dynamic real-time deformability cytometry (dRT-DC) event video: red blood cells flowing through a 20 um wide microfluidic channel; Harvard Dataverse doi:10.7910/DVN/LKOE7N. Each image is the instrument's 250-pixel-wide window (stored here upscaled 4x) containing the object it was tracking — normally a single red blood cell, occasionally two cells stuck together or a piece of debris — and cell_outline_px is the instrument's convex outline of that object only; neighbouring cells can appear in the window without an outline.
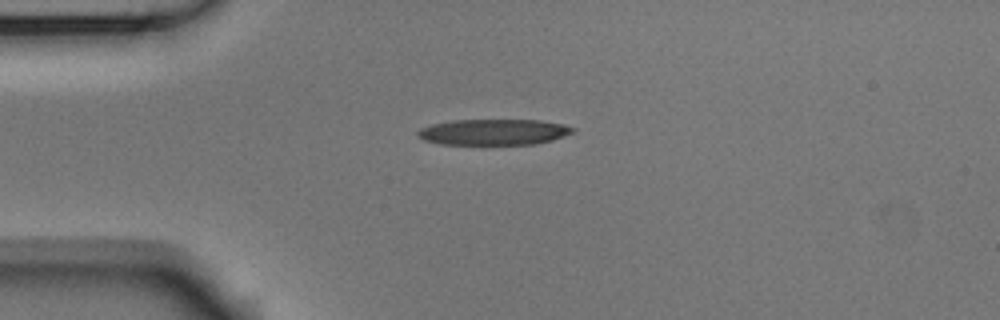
{"species": "Egyptian fruit bat (a non-hibernating species)", "species_latin": "Rousettus aegyptiacus", "temperature_condition": "room temperature", "stored_images_in_passage": 3, "camera_frame_rate_fps": 3000, "um_per_image_px": 0.085, "animal": {"sex": "male"}, "frame": {"image": 1, "passage_image": 1, "time_ms": 0.0, "image_size_px": [1000, 320], "cell_outline_px": [[576, 132], [552, 140], [536, 144], [440, 144], [424, 140], [416, 136], [416, 132], [420, 128], [432, 124], [452, 120], [540, 120], [564, 124], [576, 128]], "centroid_in_image_um": [41.98, 11.22], "position_along_channel_um": 43.0, "area_um2": 23.58}}
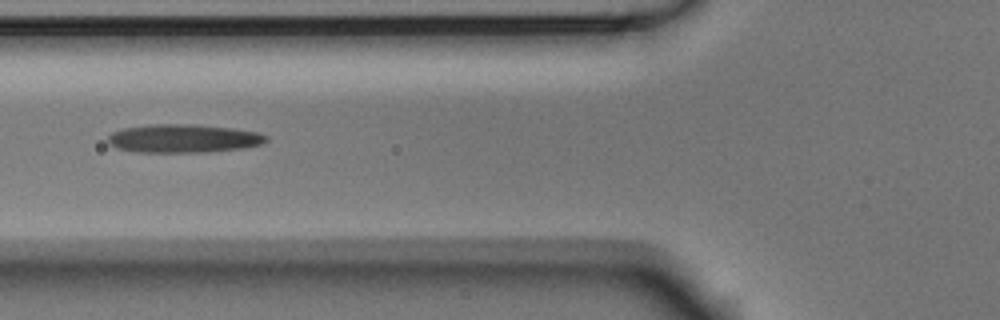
{"frame": {"image": 2, "passage_image": 3, "time_ms": 0.667, "image_size_px": [1000, 320], "cell_outline_px": [[268, 140], [264, 144], [244, 148], [208, 152], [136, 152], [116, 148], [108, 144], [108, 136], [112, 132], [124, 128], [156, 124], [192, 124], [232, 128], [260, 132], [268, 136]], "centroid_in_image_um": [15.63, 11.77], "position_along_channel_um": 110.2, "area_um2": 26.41}}